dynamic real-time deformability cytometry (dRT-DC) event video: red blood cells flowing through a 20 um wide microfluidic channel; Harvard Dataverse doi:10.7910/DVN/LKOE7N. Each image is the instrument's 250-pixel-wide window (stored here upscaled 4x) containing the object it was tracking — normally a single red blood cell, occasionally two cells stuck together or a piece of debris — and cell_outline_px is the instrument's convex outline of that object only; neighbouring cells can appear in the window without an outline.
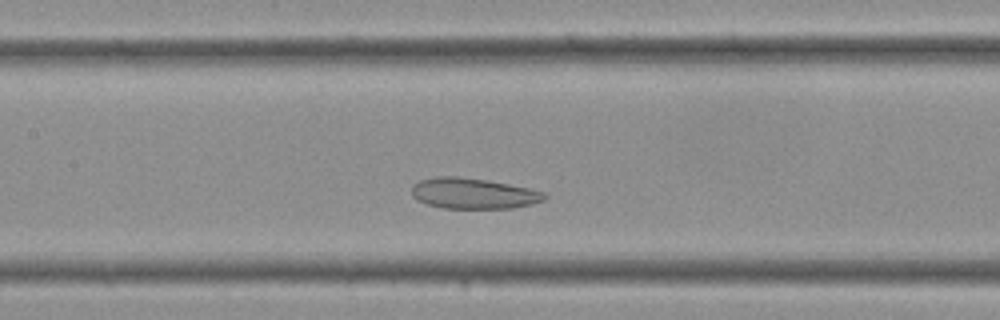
{"species": "Egyptian fruit bat (a non-hibernating species)", "species_latin": "Rousettus aegyptiacus", "temperature_condition": "cold", "stored_images_in_passage": 31, "camera_frame_rate_fps": 3000, "um_per_image_px": 0.085, "frame": {"image": 1, "passage_image": 11, "time_ms": 3.333, "image_size_px": [1000, 320], "cell_outline_px": [[548, 196], [544, 200], [532, 204], [512, 208], [444, 208], [424, 204], [416, 200], [412, 196], [412, 184], [420, 180], [436, 176], [456, 176], [488, 180], [528, 188], [544, 192]], "centroid_in_image_um": [40.2, 16.44], "position_along_channel_um": 167.2, "area_um2": 23.93}}
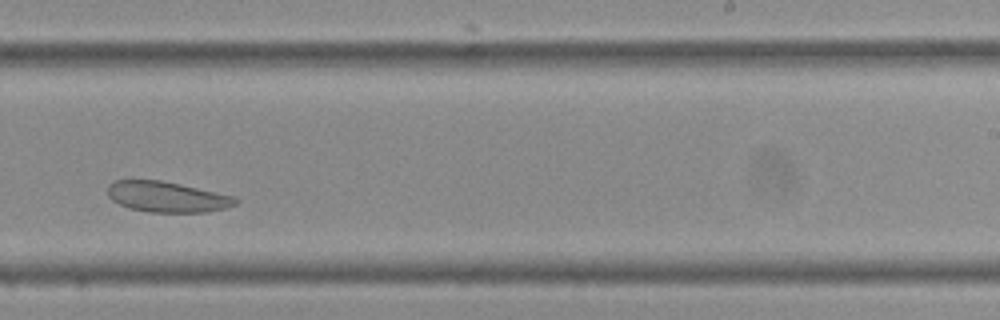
{"frame": {"image": 2, "passage_image": 17, "time_ms": 5.333, "image_size_px": [1000, 320], "cell_outline_px": [[240, 200], [236, 204], [224, 208], [208, 212], [148, 212], [128, 208], [112, 200], [108, 196], [108, 184], [116, 180], [160, 180], [180, 184], [236, 196]], "centroid_in_image_um": [14.21, 16.73], "position_along_channel_um": 274.8, "area_um2": 22.89}}
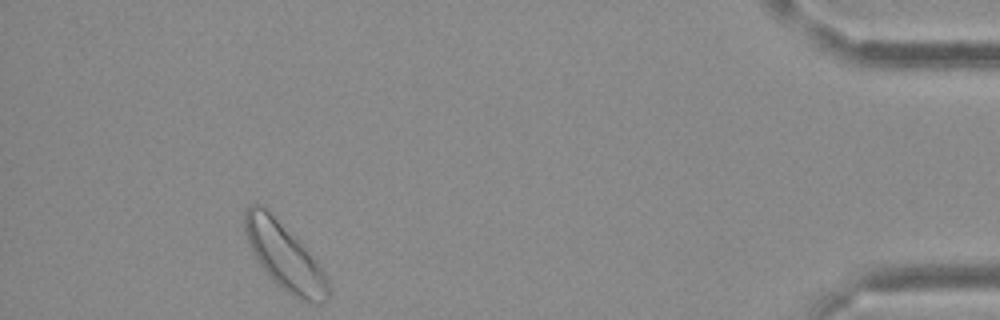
{"frame": {"image": 3, "passage_image": 28, "time_ms": 9.0, "image_size_px": [1000, 320], "cell_outline_px": [[332, 288], [328, 300], [320, 304], [316, 304], [300, 300], [292, 296], [276, 284], [260, 264], [252, 252], [244, 232], [244, 212], [252, 204], [264, 204], [304, 248], [324, 272]], "centroid_in_image_um": [24.18, 21.83], "position_along_channel_um": 411.0, "area_um2": 32.19}}